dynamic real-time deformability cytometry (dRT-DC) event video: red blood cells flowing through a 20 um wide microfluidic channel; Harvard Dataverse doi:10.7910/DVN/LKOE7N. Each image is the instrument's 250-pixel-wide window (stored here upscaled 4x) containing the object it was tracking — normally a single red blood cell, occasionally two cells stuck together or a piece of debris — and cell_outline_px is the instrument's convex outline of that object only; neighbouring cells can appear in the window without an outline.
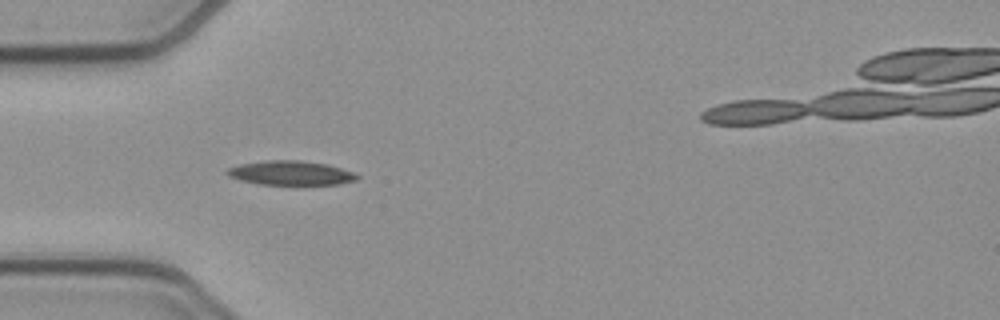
{"species": "common noctule bat (a hibernating species)", "species_latin": "Nyctalus noctula", "temperature_condition": "cold", "stored_images_in_passage": 13, "camera_frame_rate_fps": 3000, "um_per_image_px": 0.085, "animal": {"sex": "female", "body_mass_g": 21.9}, "frame": {"image": 1, "passage_image": 1, "time_ms": 0.0, "image_size_px": [1000, 320], "cell_outline_px": [[360, 180], [340, 184], [256, 184], [240, 180], [228, 176], [224, 172], [228, 168], [240, 164], [264, 160], [300, 160], [328, 164], [352, 172], [360, 176]], "centroid_in_image_um": [24.71, 14.7], "position_along_channel_um": 60.3, "area_um2": 18.5}}
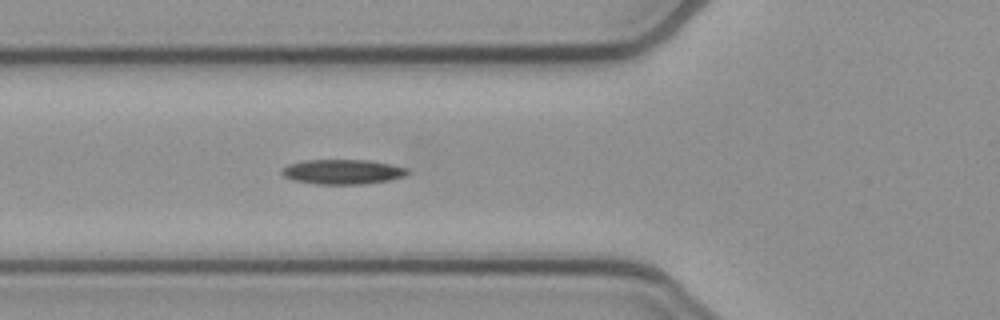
{"frame": {"image": 2, "passage_image": 4, "time_ms": 1.0, "image_size_px": [1000, 320], "cell_outline_px": [[412, 172], [408, 176], [388, 180], [364, 184], [316, 184], [292, 180], [284, 176], [280, 172], [288, 164], [304, 160], [368, 160], [392, 164], [408, 168]], "centroid_in_image_um": [29.18, 14.6], "position_along_channel_um": 96.6, "area_um2": 18.38}}